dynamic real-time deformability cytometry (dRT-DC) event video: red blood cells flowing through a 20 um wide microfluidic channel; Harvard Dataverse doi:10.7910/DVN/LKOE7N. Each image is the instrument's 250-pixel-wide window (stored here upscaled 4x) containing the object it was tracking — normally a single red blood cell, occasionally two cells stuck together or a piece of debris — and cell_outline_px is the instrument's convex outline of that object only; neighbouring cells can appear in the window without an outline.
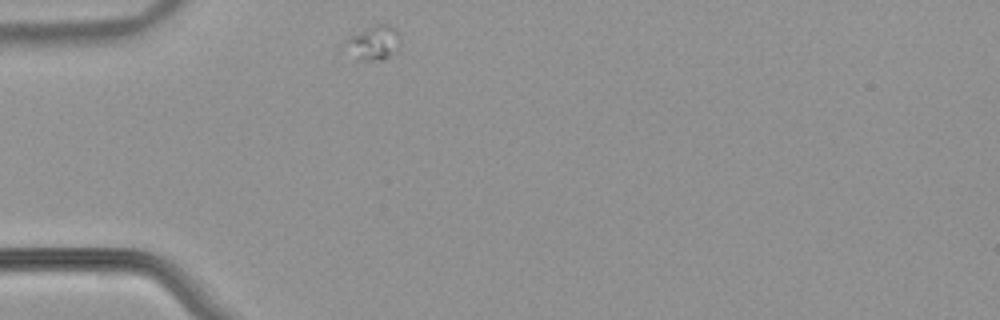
{"species": "common noctule bat (a hibernating species)", "species_latin": "Nyctalus noctula", "temperature_condition": "warm", "stored_images_in_passage": 3, "camera_frame_rate_fps": 3000, "um_per_image_px": 0.085, "animal": {"sex": "male", "body_mass_g": 21.5, "forearm_length_mm": 52.0}, "frame": {"image": 1, "passage_image": 1, "time_ms": 0.0, "image_size_px": [1000, 320], "cell_outline_px": [[396, 32], [388, 56], [380, 60], [352, 60], [340, 48], [344, 40], [356, 32], [376, 24], [388, 24], [396, 28]], "centroid_in_image_um": [31.46, 3.65], "position_along_channel_um": 53.5, "area_um2": 10.69}}